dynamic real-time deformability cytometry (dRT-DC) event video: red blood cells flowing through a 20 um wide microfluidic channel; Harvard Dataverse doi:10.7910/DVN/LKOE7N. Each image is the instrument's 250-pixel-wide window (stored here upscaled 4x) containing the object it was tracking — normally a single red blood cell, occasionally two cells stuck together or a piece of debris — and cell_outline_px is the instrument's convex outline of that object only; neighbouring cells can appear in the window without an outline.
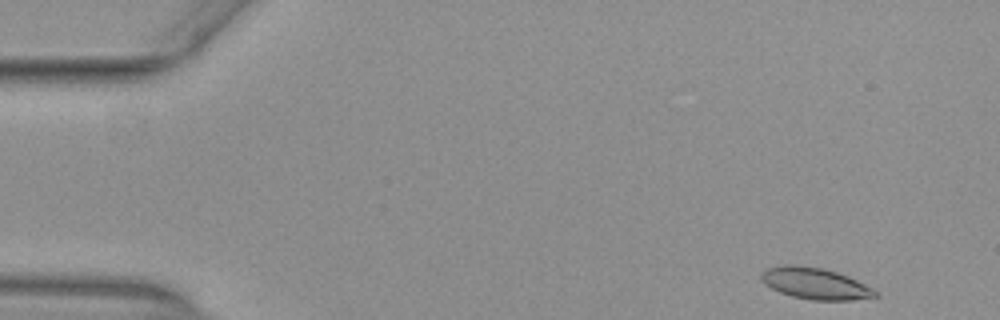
{"species": "common noctule bat (a hibernating species)", "species_latin": "Nyctalus noctula", "temperature_condition": "warm", "stored_images_in_passage": 51, "camera_frame_rate_fps": 3000, "um_per_image_px": 0.085, "animal": {"sex": "female", "body_mass_g": 29.2, "forearm_length_mm": 56.3}, "frame": {"image": 1, "passage_image": 1, "time_ms": 0.0, "image_size_px": [1000, 320], "cell_outline_px": [[880, 296], [852, 300], [812, 300], [792, 296], [780, 292], [764, 284], [760, 280], [760, 272], [764, 268], [784, 264], [796, 264], [824, 268], [848, 276], [880, 292]], "centroid_in_image_um": [69.26, 24.08], "position_along_channel_um": 15.7, "area_um2": 21.21}}
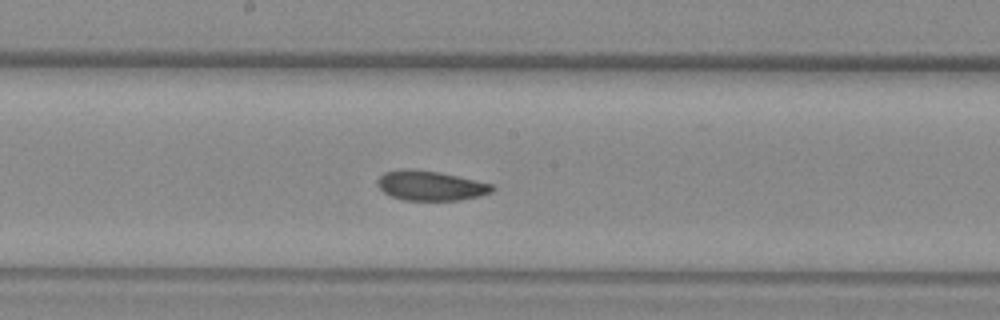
{"frame": {"image": 2, "passage_image": 25, "time_ms": 8.0, "image_size_px": [1000, 320], "cell_outline_px": [[496, 188], [492, 192], [480, 196], [460, 200], [404, 200], [392, 196], [384, 192], [376, 184], [376, 180], [384, 172], [404, 168], [408, 168], [440, 172], [492, 184]], "centroid_in_image_um": [36.59, 15.77], "position_along_channel_um": 211.6, "area_um2": 19.94}}
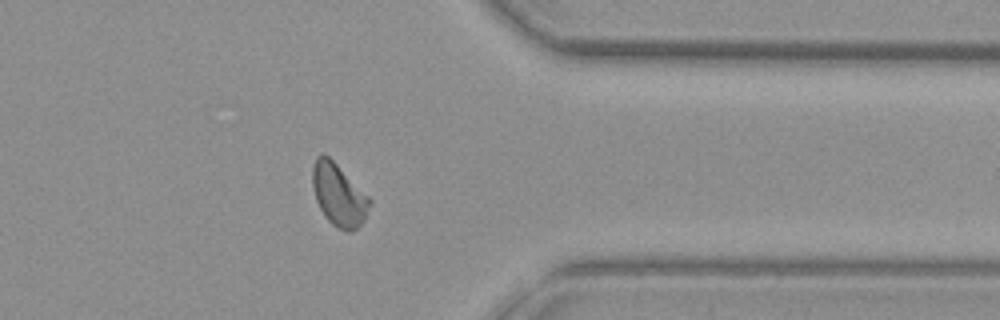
{"frame": {"image": 3, "passage_image": 39, "time_ms": 12.667, "image_size_px": [1000, 320], "cell_outline_px": [[372, 204], [364, 220], [352, 232], [348, 232], [332, 224], [324, 216], [316, 200], [312, 184], [312, 168], [316, 156], [324, 152], [372, 200]], "centroid_in_image_um": [28.78, 16.57], "position_along_channel_um": 382.6, "area_um2": 20.58}, "authors_computed_cell_mechanics": {"area_um2": 20.4612, "velocity_mm_per_s": 3.9058, "shape_relaxation_time_tau1_ms": 9.5603, "shape_relaxation_time_tau2_ms": 3.2982, "deformation_change_tau1": 0.164, "deformation_change_tau2": 0.07}}